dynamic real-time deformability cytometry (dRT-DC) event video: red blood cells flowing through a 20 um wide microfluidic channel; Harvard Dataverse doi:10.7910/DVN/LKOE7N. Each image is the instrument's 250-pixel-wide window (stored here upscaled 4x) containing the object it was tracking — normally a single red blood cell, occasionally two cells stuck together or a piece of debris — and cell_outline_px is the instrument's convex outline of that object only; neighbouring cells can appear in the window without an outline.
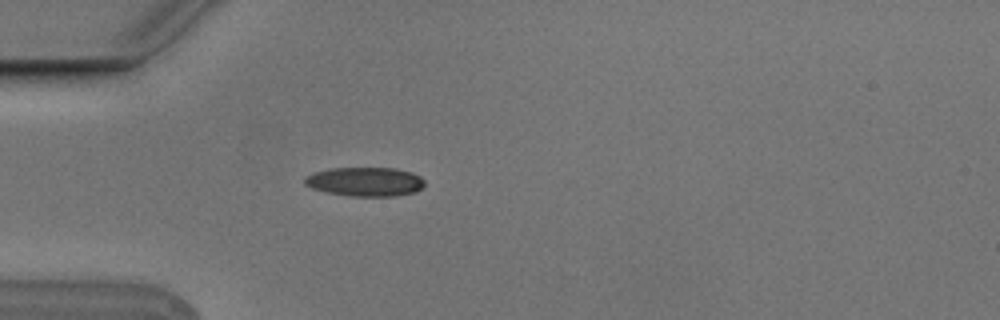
{"species": "Egyptian fruit bat (a non-hibernating species)", "species_latin": "Rousettus aegyptiacus", "temperature_condition": "cold", "stored_images_in_passage": 2, "camera_frame_rate_fps": 3000, "um_per_image_px": 0.085, "animal": {"sex": "male"}, "frame": {"image": 1, "passage_image": 2, "time_ms": 0.333, "image_size_px": [1000, 320], "cell_outline_px": [[424, 184], [416, 192], [396, 196], [352, 196], [328, 192], [312, 188], [304, 184], [304, 176], [312, 172], [328, 168], [396, 168], [412, 172], [420, 176], [424, 180]], "centroid_in_image_um": [31.02, 15.43], "position_along_channel_um": 54.0, "area_um2": 20.46}}